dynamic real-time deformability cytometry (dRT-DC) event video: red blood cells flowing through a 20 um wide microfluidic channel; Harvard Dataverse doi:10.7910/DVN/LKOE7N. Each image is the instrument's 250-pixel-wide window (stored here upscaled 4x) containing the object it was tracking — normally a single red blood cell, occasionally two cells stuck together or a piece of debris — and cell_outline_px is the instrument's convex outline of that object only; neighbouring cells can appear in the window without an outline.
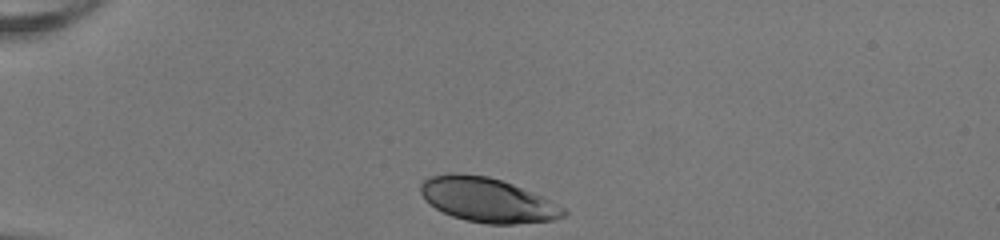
{"species": "human", "species_latin": "Homo sapiens", "temperature_condition": "room temperature", "stored_images_in_passage": 32, "camera_frame_rate_fps": 3000, "um_per_image_px": 0.085, "donor": {"sex": "female"}, "frame": {"image": 1, "passage_image": 1, "time_ms": 0.0, "image_size_px": [1000, 240], "cell_outline_px": [[568, 212], [564, 216], [552, 220], [516, 224], [488, 224], [464, 220], [452, 216], [428, 204], [424, 200], [420, 192], [420, 184], [424, 180], [432, 176], [452, 172], [456, 172], [488, 176], [512, 184], [540, 196], [564, 208]], "centroid_in_image_um": [41.38, 17.0], "position_along_channel_um": 43.6, "area_um2": 36.82}}
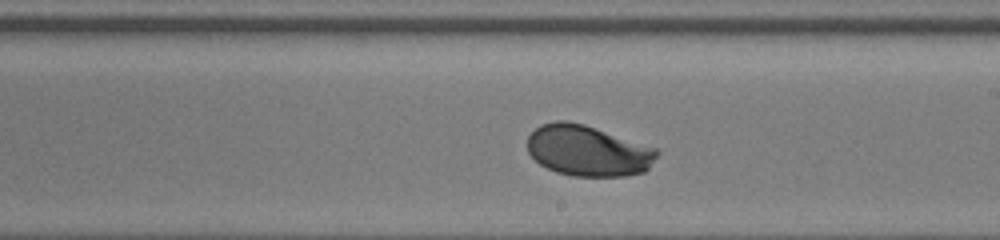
{"frame": {"image": 2, "passage_image": 19, "time_ms": 6.0, "image_size_px": [1000, 240], "cell_outline_px": [[660, 152], [648, 168], [644, 172], [624, 176], [572, 176], [556, 172], [540, 164], [528, 152], [528, 136], [540, 124], [556, 120], [568, 120], [584, 124], [656, 148]], "centroid_in_image_um": [49.96, 12.8], "position_along_channel_um": 239.0, "area_um2": 38.32}}
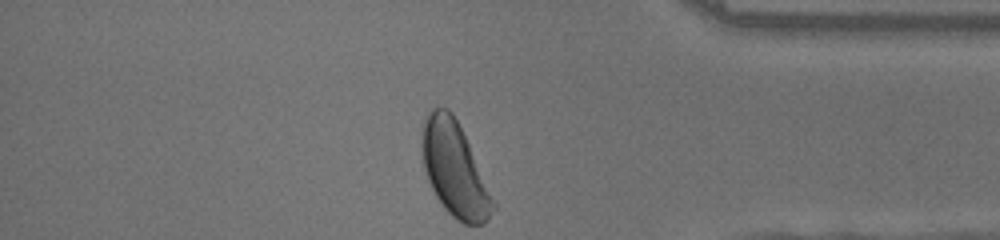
{"frame": {"image": 3, "passage_image": 32, "time_ms": 10.333, "image_size_px": [1000, 240], "cell_outline_px": [[496, 208], [488, 220], [480, 224], [464, 224], [456, 220], [444, 208], [436, 196], [428, 180], [424, 168], [420, 132], [420, 124], [424, 116], [432, 108], [448, 108], [452, 112], [468, 144], [496, 204]], "centroid_in_image_um": [38.6, 14.38], "position_along_channel_um": 396.6, "area_um2": 38.78}, "authors_computed_cell_mechanics": {"area_um2": 38.5526, "velocity_mm_per_s": 4.0044, "shape_relaxation_time_tau1_ms": 1.7604, "shape_relaxation_time_tau2_ms": null, "deformation_change_tau1": 0.1182, "deformation_change_tau2": null}}